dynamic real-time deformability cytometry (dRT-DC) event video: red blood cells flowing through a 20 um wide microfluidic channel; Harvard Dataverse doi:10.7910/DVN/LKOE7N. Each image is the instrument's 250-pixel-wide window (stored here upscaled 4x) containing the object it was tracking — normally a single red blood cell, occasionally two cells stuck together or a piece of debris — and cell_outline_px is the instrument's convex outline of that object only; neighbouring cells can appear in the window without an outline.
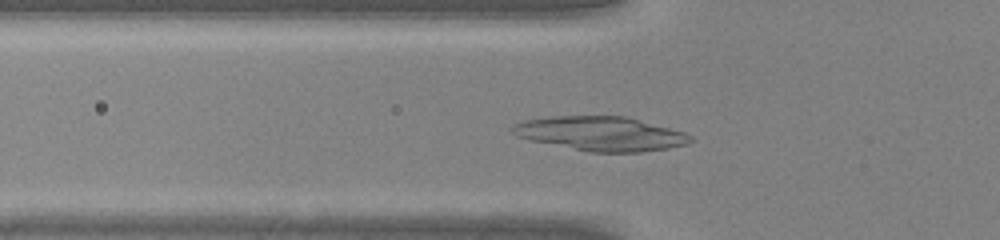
{"species": "common noctule bat (a hibernating species)", "species_latin": "Nyctalus noctula", "temperature_condition": "warm", "stored_images_in_passage": 40, "camera_frame_rate_fps": 3000, "um_per_image_px": 0.085, "animal": {"sex": "male", "body_mass_g": 20.0, "forearm_length_mm": 53.3}, "frame": {"image": 1, "passage_image": 11, "time_ms": 3.333, "image_size_px": [1000, 240], "cell_outline_px": [[692, 140], [688, 144], [668, 148], [640, 152], [588, 152], [532, 140], [516, 136], [512, 132], [512, 128], [516, 124], [528, 120], [552, 116], [624, 116], [684, 132], [692, 136]], "centroid_in_image_um": [51.09, 11.37], "position_along_channel_um": 74.7, "area_um2": 35.03}}
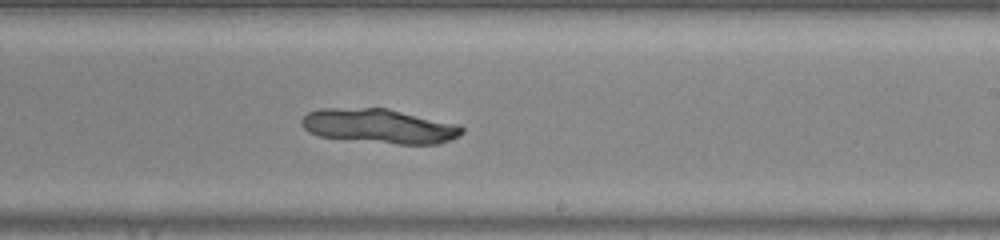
{"frame": {"image": 2, "passage_image": 23, "time_ms": 7.333, "image_size_px": [1000, 240], "cell_outline_px": [[464, 132], [440, 144], [396, 144], [320, 136], [308, 132], [300, 124], [300, 120], [308, 112], [320, 108], [388, 108], [460, 124], [464, 128]], "centroid_in_image_um": [32.25, 10.7], "position_along_channel_um": 256.7, "area_um2": 32.31}}
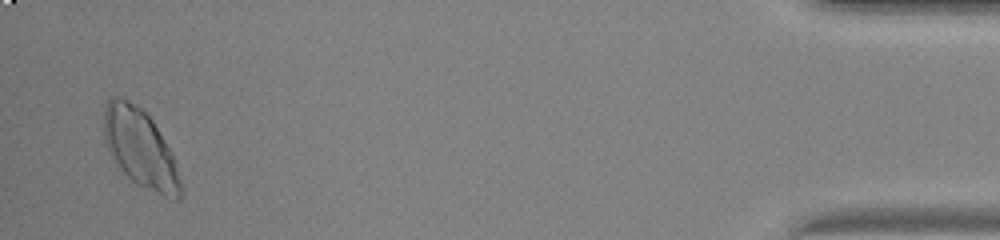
{"frame": {"image": 3, "passage_image": 39, "time_ms": 12.667, "image_size_px": [1000, 240], "cell_outline_px": [[184, 192], [176, 200], [164, 196], [136, 184], [120, 168], [108, 148], [104, 140], [104, 108], [108, 100], [112, 96], [116, 96], [128, 100], [136, 104], [152, 120], [172, 152], [184, 188]], "centroid_in_image_um": [11.95, 12.62], "position_along_channel_um": 423.2, "area_um2": 34.8}}